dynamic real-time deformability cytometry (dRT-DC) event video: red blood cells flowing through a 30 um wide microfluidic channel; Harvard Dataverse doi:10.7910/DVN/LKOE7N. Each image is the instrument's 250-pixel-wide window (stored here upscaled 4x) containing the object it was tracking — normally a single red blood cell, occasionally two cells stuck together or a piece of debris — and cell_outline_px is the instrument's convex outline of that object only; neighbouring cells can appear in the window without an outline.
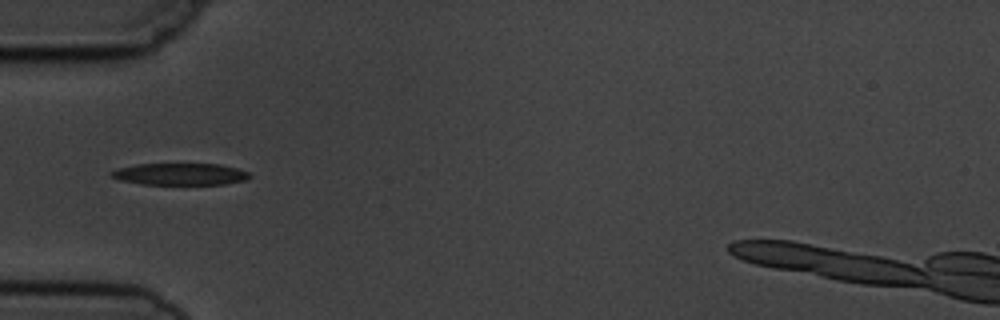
{"species": "common noctule bat (a hibernating species)", "species_latin": "Nyctalus noctula", "temperature_condition": "cold", "stored_images_in_passage": 5, "camera_frame_rate_fps": 3000, "um_per_image_px": 0.085, "animal": {"sex": "male", "body_mass_g": 19.5, "forearm_length_mm": 54.6}, "frame": {"image": 1, "passage_image": 4, "time_ms": 3.333, "image_size_px": [1000, 320], "cell_outline_px": [[252, 176], [244, 180], [224, 184], [140, 184], [120, 180], [112, 176], [108, 172], [116, 168], [136, 164], [220, 164], [236, 168], [248, 172]], "centroid_in_image_um": [15.27, 14.79], "position_along_channel_um": 69.7, "area_um2": 17.57}}
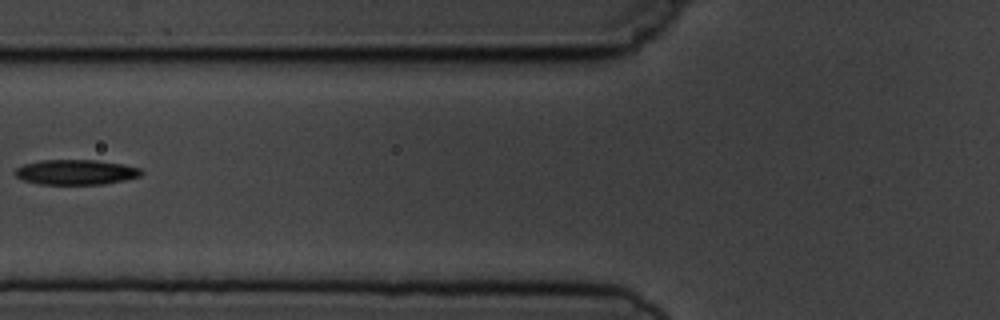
{"frame": {"image": 2, "passage_image": 5, "time_ms": 4.667, "image_size_px": [1000, 320], "cell_outline_px": [[144, 172], [140, 176], [124, 180], [104, 184], [40, 184], [24, 180], [16, 176], [12, 172], [16, 168], [24, 164], [40, 160], [96, 160], [120, 164], [140, 168]], "centroid_in_image_um": [6.43, 14.63], "position_along_channel_um": 119.4, "area_um2": 18.38}}